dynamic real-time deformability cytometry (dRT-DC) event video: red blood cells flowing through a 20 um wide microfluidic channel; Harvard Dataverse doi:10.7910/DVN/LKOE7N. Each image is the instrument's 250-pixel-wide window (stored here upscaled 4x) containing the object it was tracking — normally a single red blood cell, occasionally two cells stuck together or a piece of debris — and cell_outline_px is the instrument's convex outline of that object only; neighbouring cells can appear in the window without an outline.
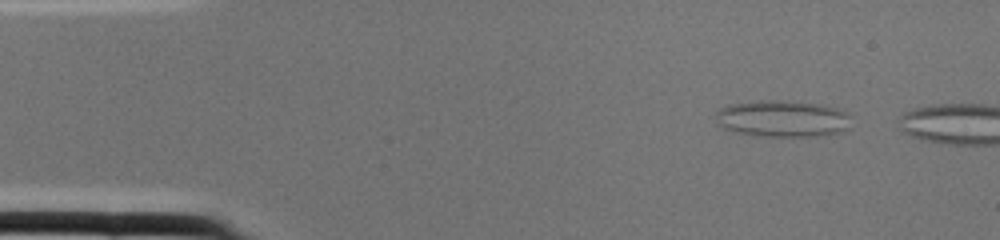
{"species": "common noctule bat (a hibernating species)", "species_latin": "Nyctalus noctula", "temperature_condition": "cold", "stored_images_in_passage": 2, "camera_frame_rate_fps": 3000, "um_per_image_px": 0.085, "animal": {"sex": "female", "body_mass_g": 22.0, "forearm_length_mm": 56.7}, "frame": {"image": 1, "passage_image": 1, "time_ms": 0.0, "image_size_px": [1000, 240], "cell_outline_px": [[852, 128], [844, 132], [820, 136], [760, 136], [736, 132], [724, 128], [712, 116], [720, 108], [728, 104], [772, 100], [776, 100], [824, 104], [848, 112], [852, 116]], "centroid_in_image_um": [66.6, 10.09], "position_along_channel_um": 18.4, "area_um2": 29.48}}